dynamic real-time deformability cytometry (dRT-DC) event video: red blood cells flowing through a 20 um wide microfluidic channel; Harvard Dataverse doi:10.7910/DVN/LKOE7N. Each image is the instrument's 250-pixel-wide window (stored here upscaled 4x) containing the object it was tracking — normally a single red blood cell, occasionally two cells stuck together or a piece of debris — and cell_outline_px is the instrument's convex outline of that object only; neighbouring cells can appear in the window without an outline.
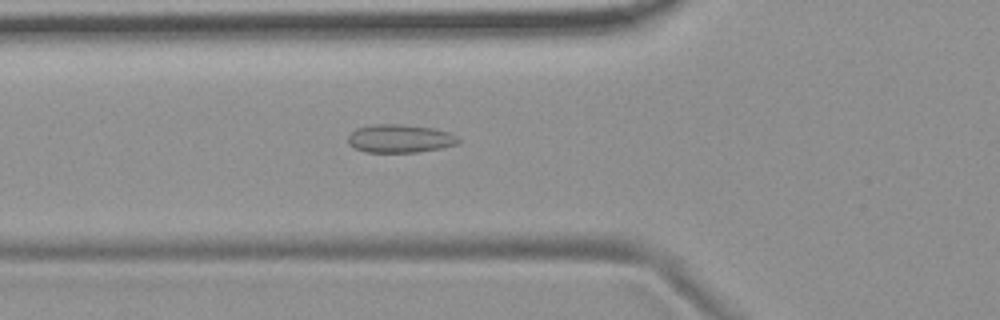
{"species": "common noctule bat (a hibernating species)", "species_latin": "Nyctalus noctula", "temperature_condition": "room temperature", "stored_images_in_passage": 54, "camera_frame_rate_fps": 3000, "um_per_image_px": 0.085, "animal": {"sex": "female", "body_mass_g": 19.9}, "frame": {"image": 1, "passage_image": 19, "time_ms": 6.0, "image_size_px": [1000, 320], "cell_outline_px": [[460, 140], [456, 144], [440, 148], [416, 152], [368, 152], [356, 148], [348, 144], [348, 136], [356, 128], [380, 124], [400, 124], [432, 128], [452, 132]], "centroid_in_image_um": [34.01, 11.77], "position_along_channel_um": 91.8, "area_um2": 17.98}}
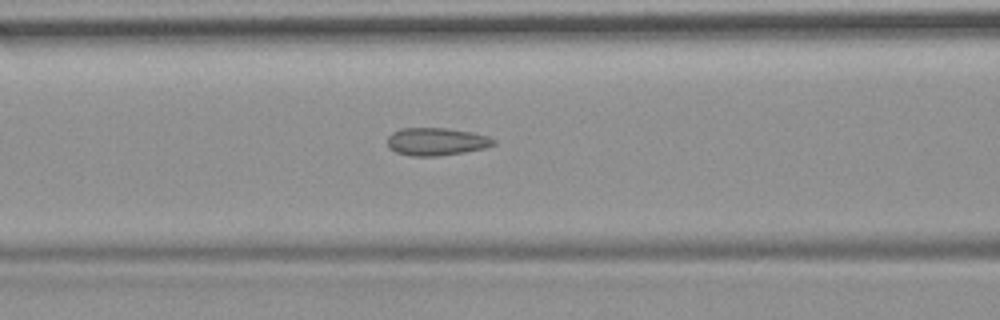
{"frame": {"image": 2, "passage_image": 22, "time_ms": 7.0, "image_size_px": [1000, 320], "cell_outline_px": [[496, 144], [484, 148], [464, 152], [440, 156], [412, 156], [396, 152], [388, 148], [388, 136], [392, 132], [400, 128], [448, 128], [472, 132], [488, 136], [496, 140]], "centroid_in_image_um": [37.09, 12.03], "position_along_channel_um": 129.5, "area_um2": 17.28}}
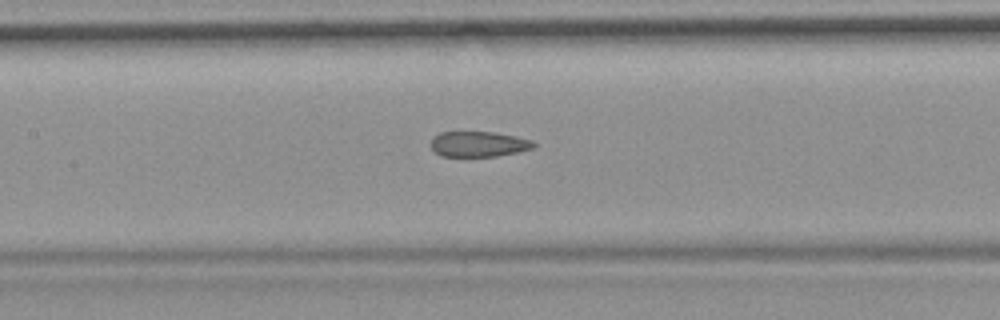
{"frame": {"image": 3, "passage_image": 25, "time_ms": 8.0, "image_size_px": [1000, 320], "cell_outline_px": [[536, 148], [520, 152], [496, 156], [440, 156], [432, 148], [432, 136], [440, 132], [492, 132], [516, 136], [532, 140], [536, 144]], "centroid_in_image_um": [40.72, 12.25], "position_along_channel_um": 166.7, "area_um2": 15.32}, "authors_computed_cell_mechanics": {"area_um2": 16.9354, "velocity_mm_per_s": 3.7269, "shape_relaxation_time_tau1_ms": null, "shape_relaxation_time_tau2_ms": 1.3449, "deformation_change_tau1": null, "deformation_change_tau2": 0.0796}}